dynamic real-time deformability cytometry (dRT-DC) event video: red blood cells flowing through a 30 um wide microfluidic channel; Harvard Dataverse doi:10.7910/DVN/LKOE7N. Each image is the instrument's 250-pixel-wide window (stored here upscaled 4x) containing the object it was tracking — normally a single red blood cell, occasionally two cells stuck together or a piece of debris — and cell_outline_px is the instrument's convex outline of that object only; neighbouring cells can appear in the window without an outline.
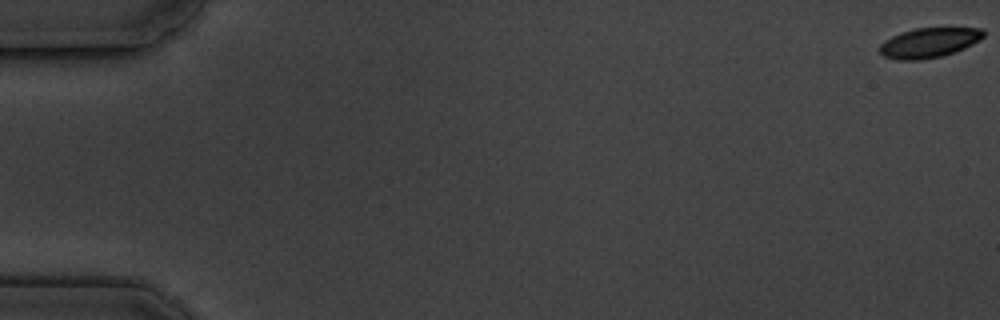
{"species": "common noctule bat (a hibernating species)", "species_latin": "Nyctalus noctula", "temperature_condition": "cold", "stored_images_in_passage": 4, "camera_frame_rate_fps": 3000, "um_per_image_px": 0.085, "animal": {"sex": "male", "body_mass_g": 19.5, "forearm_length_mm": 54.6}, "frame": {"image": 1, "passage_image": 1, "time_ms": 0.0, "image_size_px": [1000, 320], "cell_outline_px": [[984, 36], [980, 40], [956, 52], [944, 56], [920, 60], [896, 60], [884, 56], [880, 52], [880, 44], [884, 40], [892, 36], [916, 28], [984, 28]], "centroid_in_image_um": [78.98, 3.64], "position_along_channel_um": 6.0, "area_um2": 18.09}}